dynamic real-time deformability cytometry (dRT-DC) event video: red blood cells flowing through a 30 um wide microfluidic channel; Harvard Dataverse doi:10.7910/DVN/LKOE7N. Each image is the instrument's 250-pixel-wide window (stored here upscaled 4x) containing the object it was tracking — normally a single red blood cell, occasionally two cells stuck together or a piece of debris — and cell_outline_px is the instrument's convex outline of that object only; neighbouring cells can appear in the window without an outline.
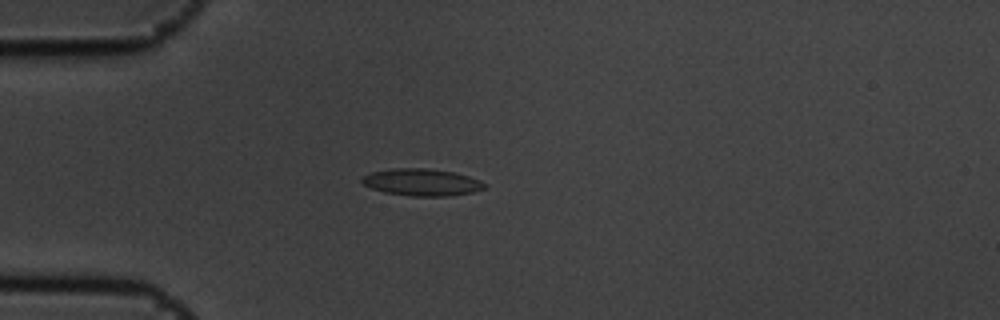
{"species": "common noctule bat (a hibernating species)", "species_latin": "Nyctalus noctula", "temperature_condition": "cold", "stored_images_in_passage": 5, "camera_frame_rate_fps": 3000, "um_per_image_px": 0.085, "animal": {"sex": "male", "body_mass_g": 19.5, "forearm_length_mm": 54.6}, "frame": {"image": 1, "passage_image": 5, "time_ms": 1.333, "image_size_px": [1000, 320], "cell_outline_px": [[488, 184], [484, 188], [472, 192], [448, 196], [412, 196], [384, 192], [372, 188], [364, 184], [360, 180], [364, 176], [372, 172], [392, 168], [432, 168], [456, 172], [480, 180]], "centroid_in_image_um": [35.88, 15.48], "position_along_channel_um": 49.1, "area_um2": 19.36}}